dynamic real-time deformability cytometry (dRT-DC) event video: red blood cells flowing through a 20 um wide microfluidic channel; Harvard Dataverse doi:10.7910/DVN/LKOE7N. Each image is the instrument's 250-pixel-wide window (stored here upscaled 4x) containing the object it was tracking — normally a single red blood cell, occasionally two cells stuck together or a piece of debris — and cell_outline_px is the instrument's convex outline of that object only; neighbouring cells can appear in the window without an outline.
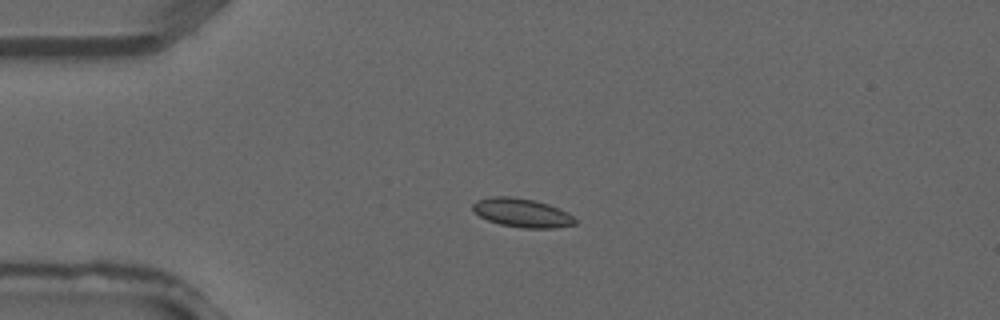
{"species": "common noctule bat (a hibernating species)", "species_latin": "Nyctalus noctula", "temperature_condition": "warm", "stored_images_in_passage": 3, "camera_frame_rate_fps": 3000, "um_per_image_px": 0.085, "animal": {"sex": "male", "forearm_length_mm": 52.5}, "frame": {"image": 1, "passage_image": 3, "time_ms": 0.667, "image_size_px": [1000, 320], "cell_outline_px": [[576, 224], [552, 228], [524, 228], [500, 224], [488, 220], [480, 216], [472, 208], [472, 204], [476, 200], [492, 196], [508, 196], [532, 200], [548, 204], [568, 212], [576, 220]], "centroid_in_image_um": [44.36, 18.08], "position_along_channel_um": 40.6, "area_um2": 16.99}}